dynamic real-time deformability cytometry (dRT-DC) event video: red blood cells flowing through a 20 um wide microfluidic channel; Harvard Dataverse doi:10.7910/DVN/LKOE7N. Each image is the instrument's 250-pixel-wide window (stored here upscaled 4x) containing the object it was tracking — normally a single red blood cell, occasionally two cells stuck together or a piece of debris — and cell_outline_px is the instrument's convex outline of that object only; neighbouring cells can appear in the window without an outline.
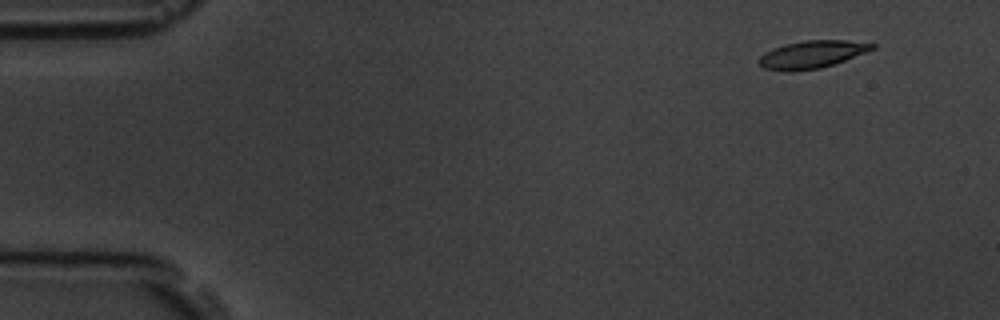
{"species": "common noctule bat (a hibernating species)", "species_latin": "Nyctalus noctula", "temperature_condition": "room temperature", "stored_images_in_passage": 5, "camera_frame_rate_fps": 3000, "um_per_image_px": 0.085, "animal": {"sex": "male", "body_mass_g": 19.5, "forearm_length_mm": 54.6}, "frame": {"image": 1, "passage_image": 2, "time_ms": 0.333, "image_size_px": [1000, 320], "cell_outline_px": [[876, 48], [844, 60], [820, 68], [792, 72], [784, 72], [764, 68], [756, 60], [764, 52], [772, 48], [784, 44], [804, 40], [844, 40], [876, 44]], "centroid_in_image_um": [68.94, 4.63], "position_along_channel_um": 16.1, "area_um2": 18.26}}
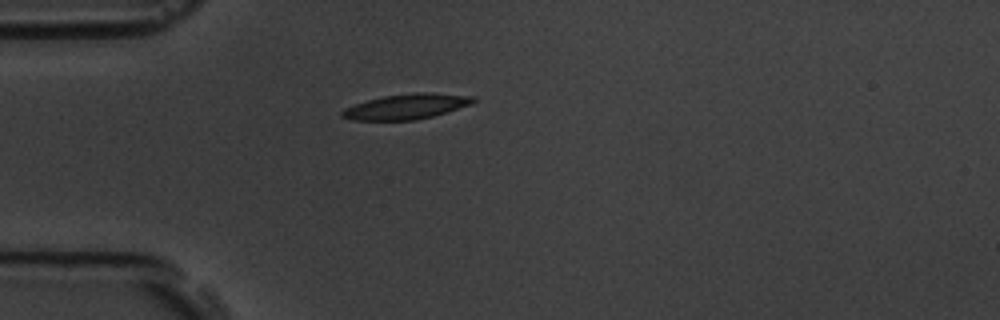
{"frame": {"image": 2, "passage_image": 5, "time_ms": 1.333, "image_size_px": [1000, 320], "cell_outline_px": [[476, 100], [472, 104], [448, 112], [432, 116], [412, 120], [352, 120], [340, 116], [340, 112], [344, 108], [368, 100], [384, 96], [416, 92], [432, 92], [476, 96]], "centroid_in_image_um": [34.58, 9.05], "position_along_channel_um": 50.4, "area_um2": 19.36}}